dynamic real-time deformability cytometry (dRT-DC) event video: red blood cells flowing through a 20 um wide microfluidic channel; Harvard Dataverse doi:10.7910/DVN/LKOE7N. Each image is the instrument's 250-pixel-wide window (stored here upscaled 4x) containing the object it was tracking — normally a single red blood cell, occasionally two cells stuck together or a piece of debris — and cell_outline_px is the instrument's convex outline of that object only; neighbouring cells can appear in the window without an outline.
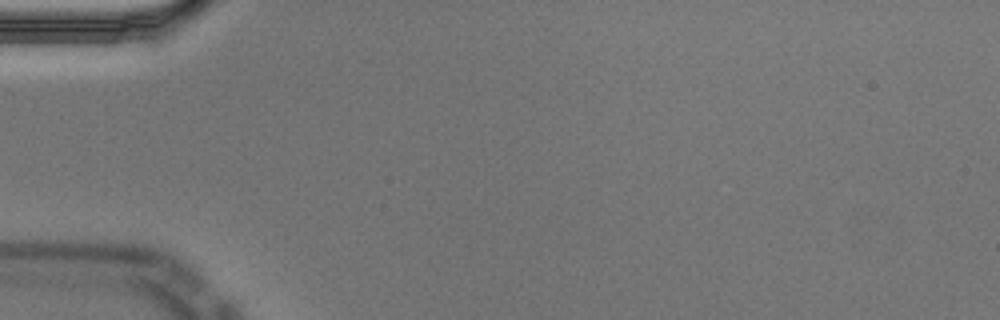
{"species": "Egyptian fruit bat (a non-hibernating species)", "species_latin": "Rousettus aegyptiacus", "temperature_condition": "cold", "stored_images_in_passage": 1, "camera_frame_rate_fps": 3000, "um_per_image_px": 0.085, "animal": {"sex": "male"}, "frame": {"image": 1, "passage_image": 1, "time_ms": 0.0, "image_size_px": [1000, 320], "cell_outline_px": [[160, 28], [156, 36], [140, 40], [116, 44], [96, 44], [60, 20], [56, 16], [108, 12], [140, 12]], "centroid_in_image_um": [9.53, 2.27], "position_along_channel_um": 75.5, "area_um2": 16.88}}